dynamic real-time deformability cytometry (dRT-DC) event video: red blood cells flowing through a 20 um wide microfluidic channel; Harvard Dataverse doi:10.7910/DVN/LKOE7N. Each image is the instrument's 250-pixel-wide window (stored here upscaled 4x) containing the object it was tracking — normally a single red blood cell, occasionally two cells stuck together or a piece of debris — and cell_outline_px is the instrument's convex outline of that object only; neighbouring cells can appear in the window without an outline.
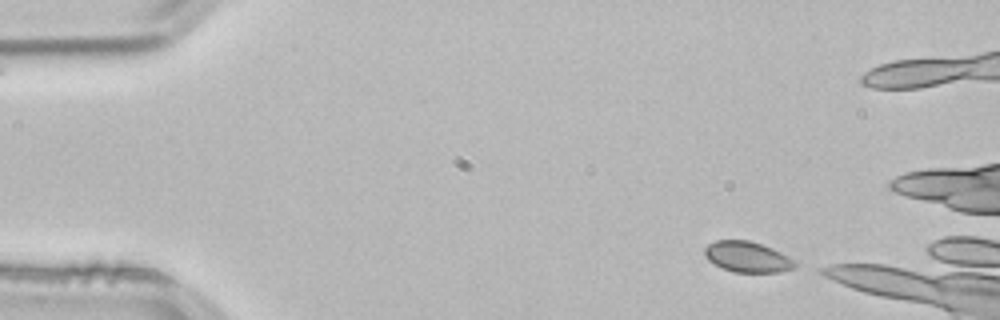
{"species": "common noctule bat (a hibernating species)", "species_latin": "Nyctalus noctula", "temperature_condition": "room temperature", "stored_images_in_passage": 49, "camera_frame_rate_fps": 3000, "um_per_image_px": 0.085, "animal": {"sex": "male", "body_mass_g": 21.5, "forearm_length_mm": 52.0}, "frame": {"image": 1, "passage_image": 1, "time_ms": 0.0, "image_size_px": [1000, 320], "cell_outline_px": [[796, 268], [780, 272], [732, 272], [708, 260], [704, 256], [704, 248], [708, 244], [716, 240], [748, 240], [772, 248], [788, 256], [796, 264]], "centroid_in_image_um": [63.51, 21.83], "position_along_channel_um": 21.5, "area_um2": 16.07}}
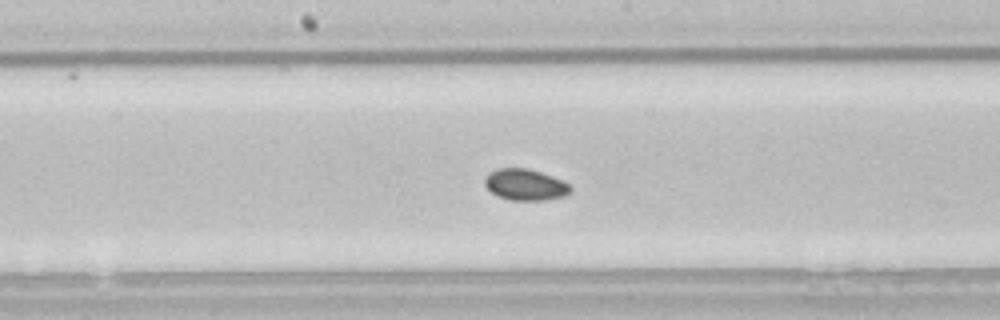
{"frame": {"image": 2, "passage_image": 22, "time_ms": 7.0, "image_size_px": [1000, 320], "cell_outline_px": [[572, 192], [564, 196], [544, 200], [512, 200], [500, 196], [492, 192], [484, 184], [484, 176], [488, 172], [496, 168], [528, 168], [552, 176], [568, 184], [572, 188]], "centroid_in_image_um": [44.63, 15.68], "position_along_channel_um": 203.6, "area_um2": 15.61}}
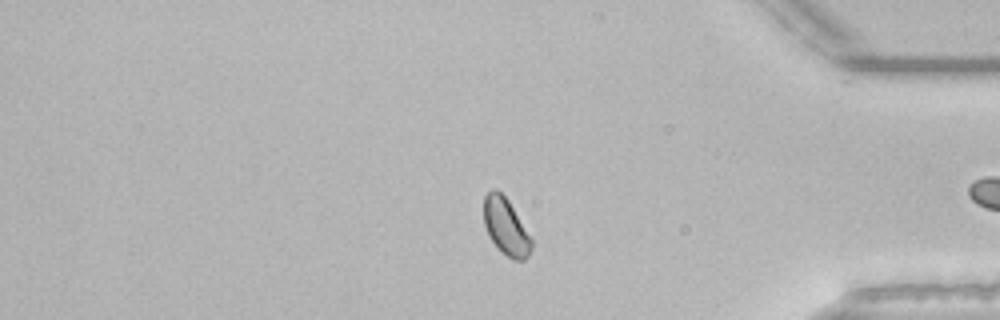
{"frame": {"image": 3, "passage_image": 39, "time_ms": 12.667, "image_size_px": [1000, 320], "cell_outline_px": [[532, 248], [528, 256], [524, 260], [512, 260], [496, 248], [488, 236], [484, 224], [484, 196], [492, 188], [496, 188], [508, 200], [532, 240]], "centroid_in_image_um": [42.97, 19.29], "position_along_channel_um": 392.2, "area_um2": 15.78}}